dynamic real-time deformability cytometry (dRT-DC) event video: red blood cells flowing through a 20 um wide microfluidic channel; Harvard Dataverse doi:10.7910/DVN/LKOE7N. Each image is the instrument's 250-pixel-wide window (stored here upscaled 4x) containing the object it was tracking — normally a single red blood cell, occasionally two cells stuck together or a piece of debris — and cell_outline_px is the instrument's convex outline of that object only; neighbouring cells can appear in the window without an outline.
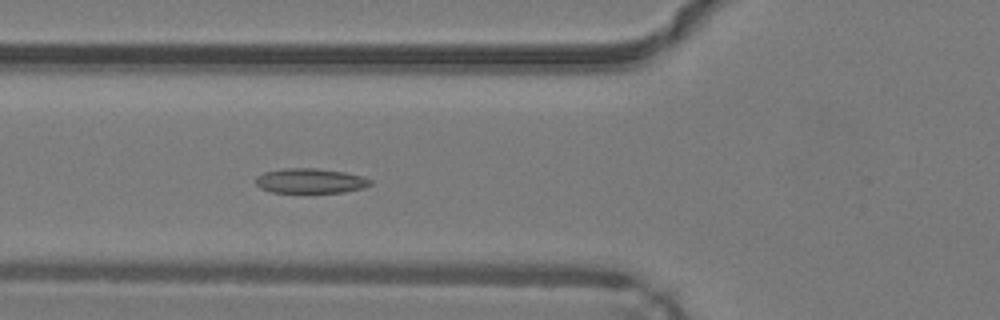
{"species": "common noctule bat (a hibernating species)", "species_latin": "Nyctalus noctula", "temperature_condition": "warm", "stored_images_in_passage": 38, "camera_frame_rate_fps": 3000, "um_per_image_px": 0.085, "animal": {"sex": "male", "body_mass_g": 19.2, "forearm_length_mm": 51.8}, "frame": {"image": 1, "passage_image": 8, "time_ms": 2.333, "image_size_px": [1000, 320], "cell_outline_px": [[372, 184], [364, 188], [344, 192], [272, 192], [260, 188], [256, 184], [256, 176], [264, 172], [284, 168], [316, 168], [344, 172], [364, 176], [372, 180]], "centroid_in_image_um": [26.4, 15.36], "position_along_channel_um": 99.4, "area_um2": 16.65}}
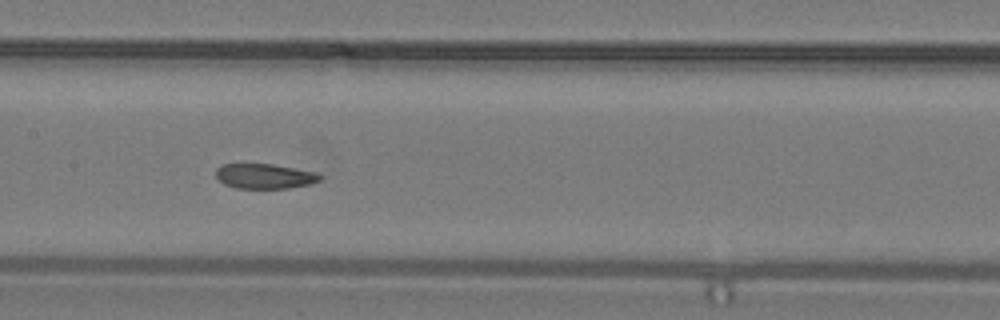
{"frame": {"image": 2, "passage_image": 14, "time_ms": 4.333, "image_size_px": [1000, 320], "cell_outline_px": [[324, 176], [320, 180], [308, 184], [288, 188], [236, 188], [224, 184], [216, 176], [216, 168], [220, 164], [272, 164], [316, 172]], "centroid_in_image_um": [22.49, 14.97], "position_along_channel_um": 184.9, "area_um2": 15.09}}
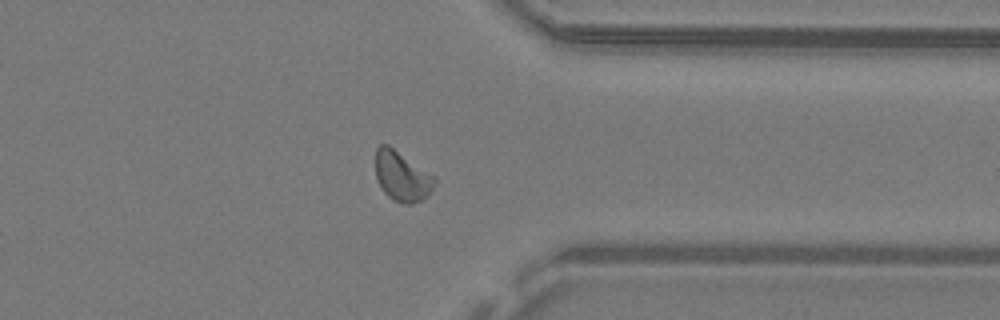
{"frame": {"image": 3, "passage_image": 28, "time_ms": 9.0, "image_size_px": [1000, 320], "cell_outline_px": [[436, 180], [428, 196], [412, 204], [408, 204], [392, 200], [384, 192], [376, 180], [376, 148], [380, 144], [388, 144], [436, 176]], "centroid_in_image_um": [34.16, 14.97], "position_along_channel_um": 377.2, "area_um2": 17.28}, "authors_computed_cell_mechanics": {"area_um2": 16.473, "velocity_mm_per_s": 4.2408, "shape_relaxation_time_tau1_ms": 3.943, "shape_relaxation_time_tau2_ms": 1.5439, "deformation_change_tau1": 0.1124, "deformation_change_tau2": 0.0473}}